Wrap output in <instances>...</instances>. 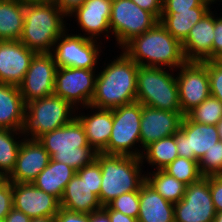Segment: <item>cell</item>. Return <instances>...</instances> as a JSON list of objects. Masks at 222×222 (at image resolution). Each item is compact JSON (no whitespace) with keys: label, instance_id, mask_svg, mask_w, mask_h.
Masks as SVG:
<instances>
[{"label":"cell","instance_id":"4dcf8cb0","mask_svg":"<svg viewBox=\"0 0 222 222\" xmlns=\"http://www.w3.org/2000/svg\"><path fill=\"white\" fill-rule=\"evenodd\" d=\"M23 138L21 130L0 129V174L8 177L14 170Z\"/></svg>","mask_w":222,"mask_h":222},{"label":"cell","instance_id":"836d02e7","mask_svg":"<svg viewBox=\"0 0 222 222\" xmlns=\"http://www.w3.org/2000/svg\"><path fill=\"white\" fill-rule=\"evenodd\" d=\"M199 171L203 177L222 175V140L206 151L199 160Z\"/></svg>","mask_w":222,"mask_h":222},{"label":"cell","instance_id":"f546056e","mask_svg":"<svg viewBox=\"0 0 222 222\" xmlns=\"http://www.w3.org/2000/svg\"><path fill=\"white\" fill-rule=\"evenodd\" d=\"M146 172V182L165 200L179 202L185 193L186 185L164 170Z\"/></svg>","mask_w":222,"mask_h":222},{"label":"cell","instance_id":"74e56055","mask_svg":"<svg viewBox=\"0 0 222 222\" xmlns=\"http://www.w3.org/2000/svg\"><path fill=\"white\" fill-rule=\"evenodd\" d=\"M212 0H163L162 12L190 11L194 7H211Z\"/></svg>","mask_w":222,"mask_h":222},{"label":"cell","instance_id":"603a6c76","mask_svg":"<svg viewBox=\"0 0 222 222\" xmlns=\"http://www.w3.org/2000/svg\"><path fill=\"white\" fill-rule=\"evenodd\" d=\"M138 222H175L174 203L165 200L146 181L139 189Z\"/></svg>","mask_w":222,"mask_h":222},{"label":"cell","instance_id":"7a4b0ae2","mask_svg":"<svg viewBox=\"0 0 222 222\" xmlns=\"http://www.w3.org/2000/svg\"><path fill=\"white\" fill-rule=\"evenodd\" d=\"M121 51L136 64L144 67L177 70L187 62L182 43L160 22L143 34L133 37L121 48Z\"/></svg>","mask_w":222,"mask_h":222},{"label":"cell","instance_id":"7c38bea8","mask_svg":"<svg viewBox=\"0 0 222 222\" xmlns=\"http://www.w3.org/2000/svg\"><path fill=\"white\" fill-rule=\"evenodd\" d=\"M175 71H179L175 75L180 107L182 114L186 115L211 95L207 61H187Z\"/></svg>","mask_w":222,"mask_h":222},{"label":"cell","instance_id":"7402d4cb","mask_svg":"<svg viewBox=\"0 0 222 222\" xmlns=\"http://www.w3.org/2000/svg\"><path fill=\"white\" fill-rule=\"evenodd\" d=\"M79 109H90V115L88 113L85 115V112L80 113L81 111H79L78 114ZM82 109L80 107L76 109V117L84 127L88 144L97 153H101L107 147L111 136L113 109H99L91 105L82 107ZM91 110H93V112Z\"/></svg>","mask_w":222,"mask_h":222},{"label":"cell","instance_id":"277c9868","mask_svg":"<svg viewBox=\"0 0 222 222\" xmlns=\"http://www.w3.org/2000/svg\"><path fill=\"white\" fill-rule=\"evenodd\" d=\"M95 160L101 167L99 202L102 206L122 194L139 191L146 181L144 163L139 157L97 153Z\"/></svg>","mask_w":222,"mask_h":222},{"label":"cell","instance_id":"ee69618b","mask_svg":"<svg viewBox=\"0 0 222 222\" xmlns=\"http://www.w3.org/2000/svg\"><path fill=\"white\" fill-rule=\"evenodd\" d=\"M85 0H54L55 5L68 18L77 8L82 6Z\"/></svg>","mask_w":222,"mask_h":222},{"label":"cell","instance_id":"ffe728a7","mask_svg":"<svg viewBox=\"0 0 222 222\" xmlns=\"http://www.w3.org/2000/svg\"><path fill=\"white\" fill-rule=\"evenodd\" d=\"M51 157L38 140L24 139L19 148L16 165L8 181L32 183L48 165Z\"/></svg>","mask_w":222,"mask_h":222},{"label":"cell","instance_id":"7dc6e473","mask_svg":"<svg viewBox=\"0 0 222 222\" xmlns=\"http://www.w3.org/2000/svg\"><path fill=\"white\" fill-rule=\"evenodd\" d=\"M90 222H111L108 213L103 209L90 213Z\"/></svg>","mask_w":222,"mask_h":222},{"label":"cell","instance_id":"c3c4849f","mask_svg":"<svg viewBox=\"0 0 222 222\" xmlns=\"http://www.w3.org/2000/svg\"><path fill=\"white\" fill-rule=\"evenodd\" d=\"M30 222H54V217L31 218Z\"/></svg>","mask_w":222,"mask_h":222},{"label":"cell","instance_id":"4fadbf2b","mask_svg":"<svg viewBox=\"0 0 222 222\" xmlns=\"http://www.w3.org/2000/svg\"><path fill=\"white\" fill-rule=\"evenodd\" d=\"M216 214L209 176L186 186L183 198L174 203L175 222H214Z\"/></svg>","mask_w":222,"mask_h":222},{"label":"cell","instance_id":"e575fe53","mask_svg":"<svg viewBox=\"0 0 222 222\" xmlns=\"http://www.w3.org/2000/svg\"><path fill=\"white\" fill-rule=\"evenodd\" d=\"M107 206L127 216L138 218L140 206L139 191L122 194L109 202Z\"/></svg>","mask_w":222,"mask_h":222},{"label":"cell","instance_id":"b9f144b4","mask_svg":"<svg viewBox=\"0 0 222 222\" xmlns=\"http://www.w3.org/2000/svg\"><path fill=\"white\" fill-rule=\"evenodd\" d=\"M54 222H90V214L73 212L60 207L54 216Z\"/></svg>","mask_w":222,"mask_h":222},{"label":"cell","instance_id":"4316f807","mask_svg":"<svg viewBox=\"0 0 222 222\" xmlns=\"http://www.w3.org/2000/svg\"><path fill=\"white\" fill-rule=\"evenodd\" d=\"M211 7H194L190 11L162 12L159 22L181 43L187 38L190 29L201 20Z\"/></svg>","mask_w":222,"mask_h":222},{"label":"cell","instance_id":"f1b7e54d","mask_svg":"<svg viewBox=\"0 0 222 222\" xmlns=\"http://www.w3.org/2000/svg\"><path fill=\"white\" fill-rule=\"evenodd\" d=\"M178 157L175 136L163 137L147 146L142 153L141 160L152 165L153 170H163ZM145 161V162H144Z\"/></svg>","mask_w":222,"mask_h":222},{"label":"cell","instance_id":"d6a6232c","mask_svg":"<svg viewBox=\"0 0 222 222\" xmlns=\"http://www.w3.org/2000/svg\"><path fill=\"white\" fill-rule=\"evenodd\" d=\"M163 170L186 186L199 181L203 177L199 171L198 161L183 157H176Z\"/></svg>","mask_w":222,"mask_h":222},{"label":"cell","instance_id":"d4e9b609","mask_svg":"<svg viewBox=\"0 0 222 222\" xmlns=\"http://www.w3.org/2000/svg\"><path fill=\"white\" fill-rule=\"evenodd\" d=\"M25 110L19 87L0 83V129L21 130Z\"/></svg>","mask_w":222,"mask_h":222},{"label":"cell","instance_id":"816d5d0a","mask_svg":"<svg viewBox=\"0 0 222 222\" xmlns=\"http://www.w3.org/2000/svg\"><path fill=\"white\" fill-rule=\"evenodd\" d=\"M214 222H222V212L216 214Z\"/></svg>","mask_w":222,"mask_h":222},{"label":"cell","instance_id":"83f0119b","mask_svg":"<svg viewBox=\"0 0 222 222\" xmlns=\"http://www.w3.org/2000/svg\"><path fill=\"white\" fill-rule=\"evenodd\" d=\"M24 26V0H0V41L19 40Z\"/></svg>","mask_w":222,"mask_h":222},{"label":"cell","instance_id":"44dd1931","mask_svg":"<svg viewBox=\"0 0 222 222\" xmlns=\"http://www.w3.org/2000/svg\"><path fill=\"white\" fill-rule=\"evenodd\" d=\"M214 40V11H209L191 29L182 42L187 61H211Z\"/></svg>","mask_w":222,"mask_h":222},{"label":"cell","instance_id":"52a82bcc","mask_svg":"<svg viewBox=\"0 0 222 222\" xmlns=\"http://www.w3.org/2000/svg\"><path fill=\"white\" fill-rule=\"evenodd\" d=\"M76 109L56 95L26 104L21 134L24 139L37 140L45 133L58 129L76 117Z\"/></svg>","mask_w":222,"mask_h":222},{"label":"cell","instance_id":"681fc988","mask_svg":"<svg viewBox=\"0 0 222 222\" xmlns=\"http://www.w3.org/2000/svg\"><path fill=\"white\" fill-rule=\"evenodd\" d=\"M220 140H222V119L216 125Z\"/></svg>","mask_w":222,"mask_h":222},{"label":"cell","instance_id":"ab89813d","mask_svg":"<svg viewBox=\"0 0 222 222\" xmlns=\"http://www.w3.org/2000/svg\"><path fill=\"white\" fill-rule=\"evenodd\" d=\"M222 13L220 16L214 14V40L212 45V60L222 58Z\"/></svg>","mask_w":222,"mask_h":222},{"label":"cell","instance_id":"f907efd6","mask_svg":"<svg viewBox=\"0 0 222 222\" xmlns=\"http://www.w3.org/2000/svg\"><path fill=\"white\" fill-rule=\"evenodd\" d=\"M8 180L7 176L0 174V187Z\"/></svg>","mask_w":222,"mask_h":222},{"label":"cell","instance_id":"7bdbcfd3","mask_svg":"<svg viewBox=\"0 0 222 222\" xmlns=\"http://www.w3.org/2000/svg\"><path fill=\"white\" fill-rule=\"evenodd\" d=\"M140 8L151 12L158 20L161 18L163 0H131Z\"/></svg>","mask_w":222,"mask_h":222},{"label":"cell","instance_id":"6da1fadb","mask_svg":"<svg viewBox=\"0 0 222 222\" xmlns=\"http://www.w3.org/2000/svg\"><path fill=\"white\" fill-rule=\"evenodd\" d=\"M97 72L95 92L90 105L99 109H114L136 102L139 65L123 51ZM119 56V57H118Z\"/></svg>","mask_w":222,"mask_h":222},{"label":"cell","instance_id":"bcb514c9","mask_svg":"<svg viewBox=\"0 0 222 222\" xmlns=\"http://www.w3.org/2000/svg\"><path fill=\"white\" fill-rule=\"evenodd\" d=\"M31 218L25 215L22 211L15 209L14 207L7 214L4 222H30Z\"/></svg>","mask_w":222,"mask_h":222},{"label":"cell","instance_id":"ac0fdd59","mask_svg":"<svg viewBox=\"0 0 222 222\" xmlns=\"http://www.w3.org/2000/svg\"><path fill=\"white\" fill-rule=\"evenodd\" d=\"M182 112H170L142 105L140 141L143 150L151 143L174 135L183 119Z\"/></svg>","mask_w":222,"mask_h":222},{"label":"cell","instance_id":"f5cc1de1","mask_svg":"<svg viewBox=\"0 0 222 222\" xmlns=\"http://www.w3.org/2000/svg\"><path fill=\"white\" fill-rule=\"evenodd\" d=\"M32 1H54V0H32Z\"/></svg>","mask_w":222,"mask_h":222},{"label":"cell","instance_id":"d590c367","mask_svg":"<svg viewBox=\"0 0 222 222\" xmlns=\"http://www.w3.org/2000/svg\"><path fill=\"white\" fill-rule=\"evenodd\" d=\"M76 173L81 177V179L85 180L92 189V192L99 199L102 183L101 167L99 163L94 160L91 164L76 171Z\"/></svg>","mask_w":222,"mask_h":222},{"label":"cell","instance_id":"1f68e13d","mask_svg":"<svg viewBox=\"0 0 222 222\" xmlns=\"http://www.w3.org/2000/svg\"><path fill=\"white\" fill-rule=\"evenodd\" d=\"M186 116L196 123L217 125L222 119V102L210 95L199 106L189 111Z\"/></svg>","mask_w":222,"mask_h":222},{"label":"cell","instance_id":"60d3db41","mask_svg":"<svg viewBox=\"0 0 222 222\" xmlns=\"http://www.w3.org/2000/svg\"><path fill=\"white\" fill-rule=\"evenodd\" d=\"M209 189L216 212H222V175L209 176Z\"/></svg>","mask_w":222,"mask_h":222},{"label":"cell","instance_id":"8992f818","mask_svg":"<svg viewBox=\"0 0 222 222\" xmlns=\"http://www.w3.org/2000/svg\"><path fill=\"white\" fill-rule=\"evenodd\" d=\"M174 71L173 69L139 66L136 101L155 109L182 112Z\"/></svg>","mask_w":222,"mask_h":222},{"label":"cell","instance_id":"8fae6325","mask_svg":"<svg viewBox=\"0 0 222 222\" xmlns=\"http://www.w3.org/2000/svg\"><path fill=\"white\" fill-rule=\"evenodd\" d=\"M97 72L85 68H57L54 95L69 102L75 109L90 105L95 92Z\"/></svg>","mask_w":222,"mask_h":222},{"label":"cell","instance_id":"d6986e66","mask_svg":"<svg viewBox=\"0 0 222 222\" xmlns=\"http://www.w3.org/2000/svg\"><path fill=\"white\" fill-rule=\"evenodd\" d=\"M35 54L19 40L0 41V83L19 86Z\"/></svg>","mask_w":222,"mask_h":222},{"label":"cell","instance_id":"f35d334b","mask_svg":"<svg viewBox=\"0 0 222 222\" xmlns=\"http://www.w3.org/2000/svg\"><path fill=\"white\" fill-rule=\"evenodd\" d=\"M13 208L12 182L6 181L0 187V220H4Z\"/></svg>","mask_w":222,"mask_h":222},{"label":"cell","instance_id":"30bf717a","mask_svg":"<svg viewBox=\"0 0 222 222\" xmlns=\"http://www.w3.org/2000/svg\"><path fill=\"white\" fill-rule=\"evenodd\" d=\"M68 29L54 43L52 54L59 67H74L96 70L102 41L85 38L83 34H68ZM101 44V45H99Z\"/></svg>","mask_w":222,"mask_h":222},{"label":"cell","instance_id":"e0dca14e","mask_svg":"<svg viewBox=\"0 0 222 222\" xmlns=\"http://www.w3.org/2000/svg\"><path fill=\"white\" fill-rule=\"evenodd\" d=\"M111 8L112 0H85L68 18H76L75 21L85 38L100 41V37L104 35L106 38L103 40L108 41L111 36L109 25Z\"/></svg>","mask_w":222,"mask_h":222},{"label":"cell","instance_id":"9a60e30c","mask_svg":"<svg viewBox=\"0 0 222 222\" xmlns=\"http://www.w3.org/2000/svg\"><path fill=\"white\" fill-rule=\"evenodd\" d=\"M174 136L178 157L198 162L220 140L216 125L196 123L186 115Z\"/></svg>","mask_w":222,"mask_h":222},{"label":"cell","instance_id":"9c48e42d","mask_svg":"<svg viewBox=\"0 0 222 222\" xmlns=\"http://www.w3.org/2000/svg\"><path fill=\"white\" fill-rule=\"evenodd\" d=\"M158 22L151 12L140 8L131 0H112L109 25L119 49L133 37L150 30Z\"/></svg>","mask_w":222,"mask_h":222},{"label":"cell","instance_id":"3957f363","mask_svg":"<svg viewBox=\"0 0 222 222\" xmlns=\"http://www.w3.org/2000/svg\"><path fill=\"white\" fill-rule=\"evenodd\" d=\"M66 18L54 1L24 0V26L19 41L35 53H50L68 29Z\"/></svg>","mask_w":222,"mask_h":222},{"label":"cell","instance_id":"5bb4252c","mask_svg":"<svg viewBox=\"0 0 222 222\" xmlns=\"http://www.w3.org/2000/svg\"><path fill=\"white\" fill-rule=\"evenodd\" d=\"M56 70L57 65L51 52L34 55L18 86L25 104L54 95Z\"/></svg>","mask_w":222,"mask_h":222},{"label":"cell","instance_id":"cb8c5ba5","mask_svg":"<svg viewBox=\"0 0 222 222\" xmlns=\"http://www.w3.org/2000/svg\"><path fill=\"white\" fill-rule=\"evenodd\" d=\"M60 207L73 212L90 214L103 206L90 186L76 173L66 185Z\"/></svg>","mask_w":222,"mask_h":222},{"label":"cell","instance_id":"ba28073f","mask_svg":"<svg viewBox=\"0 0 222 222\" xmlns=\"http://www.w3.org/2000/svg\"><path fill=\"white\" fill-rule=\"evenodd\" d=\"M141 115L142 104L137 101L114 108L111 136L107 147L101 153L141 158Z\"/></svg>","mask_w":222,"mask_h":222},{"label":"cell","instance_id":"5b68a950","mask_svg":"<svg viewBox=\"0 0 222 222\" xmlns=\"http://www.w3.org/2000/svg\"><path fill=\"white\" fill-rule=\"evenodd\" d=\"M51 160L62 162L76 171L91 164L97 152L88 144L85 130L77 117L38 139Z\"/></svg>","mask_w":222,"mask_h":222},{"label":"cell","instance_id":"2e32d148","mask_svg":"<svg viewBox=\"0 0 222 222\" xmlns=\"http://www.w3.org/2000/svg\"><path fill=\"white\" fill-rule=\"evenodd\" d=\"M13 207L30 218L54 217L60 208V201L32 183L12 182Z\"/></svg>","mask_w":222,"mask_h":222},{"label":"cell","instance_id":"f6af8a7d","mask_svg":"<svg viewBox=\"0 0 222 222\" xmlns=\"http://www.w3.org/2000/svg\"><path fill=\"white\" fill-rule=\"evenodd\" d=\"M110 218L111 222H138L137 218L127 216L121 212L110 209L107 205L102 207Z\"/></svg>","mask_w":222,"mask_h":222},{"label":"cell","instance_id":"8d00e7d4","mask_svg":"<svg viewBox=\"0 0 222 222\" xmlns=\"http://www.w3.org/2000/svg\"><path fill=\"white\" fill-rule=\"evenodd\" d=\"M210 80V94L222 102V63L219 60L207 61Z\"/></svg>","mask_w":222,"mask_h":222},{"label":"cell","instance_id":"484cf974","mask_svg":"<svg viewBox=\"0 0 222 222\" xmlns=\"http://www.w3.org/2000/svg\"><path fill=\"white\" fill-rule=\"evenodd\" d=\"M75 174L76 170L72 167L50 159L48 165L33 180L32 184L60 201L66 185Z\"/></svg>","mask_w":222,"mask_h":222}]
</instances>
